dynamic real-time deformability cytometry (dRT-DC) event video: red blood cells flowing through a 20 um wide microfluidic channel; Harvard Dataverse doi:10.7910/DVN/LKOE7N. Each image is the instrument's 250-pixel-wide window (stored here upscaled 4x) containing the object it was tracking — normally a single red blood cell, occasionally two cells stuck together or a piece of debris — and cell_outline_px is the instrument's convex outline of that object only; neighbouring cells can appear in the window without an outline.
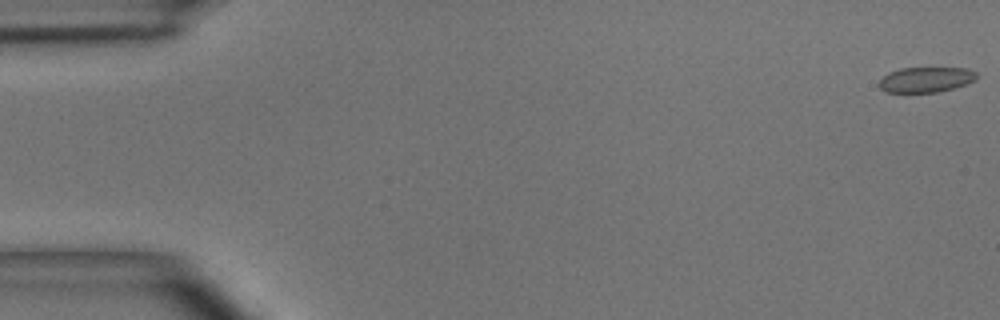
{"species": "common noctule bat (a hibernating species)", "species_latin": "Nyctalus noctula", "temperature_condition": "room temperature", "stored_images_in_passage": 51, "camera_frame_rate_fps": 3000, "um_per_image_px": 0.085, "animal": {"sex": "male", "body_mass_g": 15.6}, "frame": {"image": 1, "passage_image": 1, "time_ms": 0.0, "image_size_px": [1000, 320], "cell_outline_px": [[976, 80], [968, 84], [936, 92], [884, 92], [880, 88], [880, 80], [888, 72], [900, 68], [968, 68], [976, 72]], "centroid_in_image_um": [78.71, 6.76], "position_along_channel_um": 6.3, "area_um2": 14.33}}
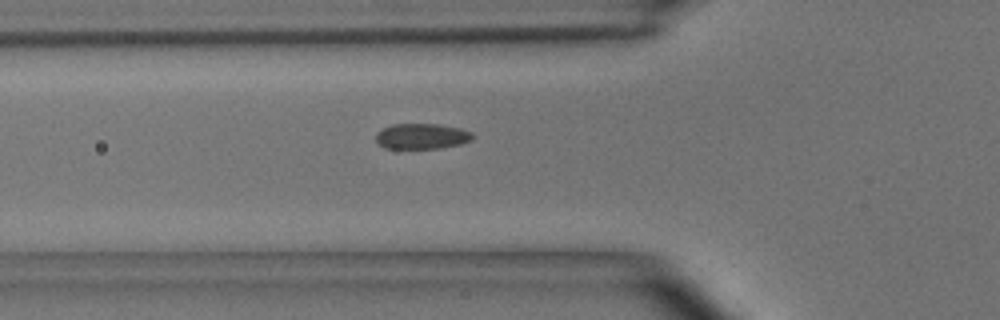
{"frame": {"image": 2, "passage_image": 18, "time_ms": 5.667, "image_size_px": [1000, 320], "cell_outline_px": [[476, 136], [472, 140], [460, 144], [440, 148], [384, 148], [376, 140], [376, 132], [392, 124], [440, 124], [460, 128], [472, 132]], "centroid_in_image_um": [35.89, 11.57], "position_along_channel_um": 89.9, "area_um2": 14.45}}
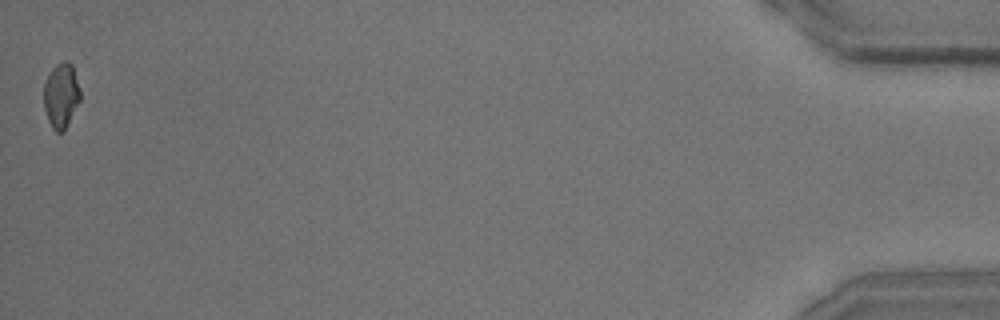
{"frame": {"image": 3, "passage_image": 51, "time_ms": 16.667, "image_size_px": [1000, 320], "cell_outline_px": [[80, 100], [64, 132], [56, 132], [52, 128], [48, 120], [44, 108], [44, 80], [48, 72], [56, 64], [64, 60], [68, 60], [72, 64], [80, 88]], "centroid_in_image_um": [5.19, 8.09], "position_along_channel_um": 430.0, "area_um2": 14.05}, "authors_computed_cell_mechanics": {"area_um2": 14.7968, "velocity_mm_per_s": 3.9252, "shape_relaxation_time_tau1_ms": 2.982, "shape_relaxation_time_tau2_ms": 1.4537, "deformation_change_tau1": 0.0806, "deformation_change_tau2": 0.0458}}